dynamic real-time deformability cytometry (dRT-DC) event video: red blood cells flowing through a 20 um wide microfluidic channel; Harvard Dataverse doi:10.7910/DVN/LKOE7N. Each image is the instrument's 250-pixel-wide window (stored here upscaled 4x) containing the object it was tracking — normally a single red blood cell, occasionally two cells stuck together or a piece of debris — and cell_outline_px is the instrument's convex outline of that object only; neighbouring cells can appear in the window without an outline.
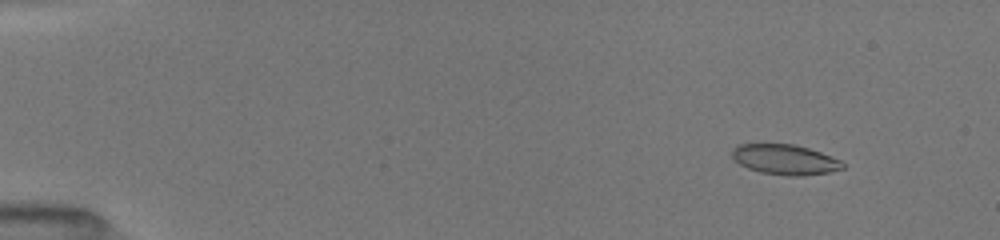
{"species": "common noctule bat (a hibernating species)", "species_latin": "Nyctalus noctula", "temperature_condition": "room temperature", "stored_images_in_passage": 52, "camera_frame_rate_fps": 3000, "um_per_image_px": 0.085, "animal": {"sex": "female", "body_mass_g": 19.5, "forearm_length_mm": 54.1}, "frame": {"image": 1, "passage_image": 6, "time_ms": 1.667, "image_size_px": [1000, 240], "cell_outline_px": [[844, 168], [828, 172], [800, 176], [788, 176], [760, 172], [748, 168], [740, 164], [732, 156], [732, 148], [740, 144], [792, 144], [808, 148], [820, 152], [840, 160], [844, 164]], "centroid_in_image_um": [66.71, 13.56], "position_along_channel_um": 18.3, "area_um2": 19.25}}
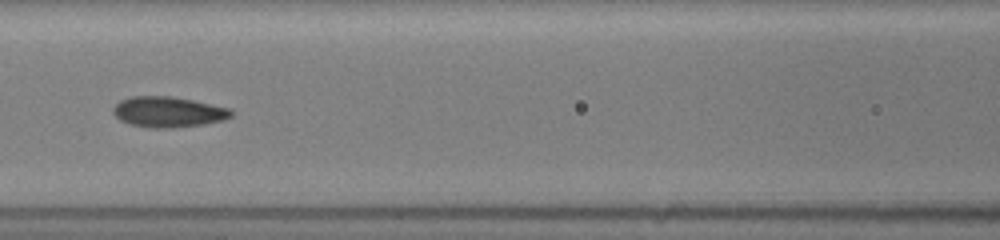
{"frame": {"image": 2, "passage_image": 25, "time_ms": 8.0, "image_size_px": [1000, 240], "cell_outline_px": [[232, 116], [224, 120], [204, 124], [172, 128], [152, 128], [128, 124], [120, 120], [112, 112], [112, 108], [120, 100], [132, 96], [172, 96], [192, 100], [228, 108], [232, 112]], "centroid_in_image_um": [14.26, 9.52], "position_along_channel_um": 152.3, "area_um2": 21.04}}
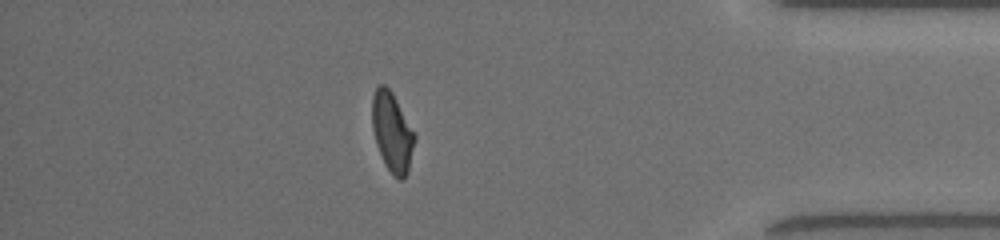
{"frame": {"image": 3, "passage_image": 46, "time_ms": 15.0, "image_size_px": [1000, 240], "cell_outline_px": [[416, 136], [408, 172], [400, 180], [384, 164], [376, 144], [372, 128], [372, 96], [376, 88], [380, 84], [384, 84], [392, 92]], "centroid_in_image_um": [33.31, 11.21], "position_along_channel_um": 401.9, "area_um2": 19.36}, "authors_computed_cell_mechanics": {"area_um2": 19.9699, "velocity_mm_per_s": 4.0179, "shape_relaxation_time_tau1_ms": 7.051, "shape_relaxation_time_tau2_ms": 1.5606, "deformation_change_tau1": 0.1877, "deformation_change_tau2": 0.0683}}